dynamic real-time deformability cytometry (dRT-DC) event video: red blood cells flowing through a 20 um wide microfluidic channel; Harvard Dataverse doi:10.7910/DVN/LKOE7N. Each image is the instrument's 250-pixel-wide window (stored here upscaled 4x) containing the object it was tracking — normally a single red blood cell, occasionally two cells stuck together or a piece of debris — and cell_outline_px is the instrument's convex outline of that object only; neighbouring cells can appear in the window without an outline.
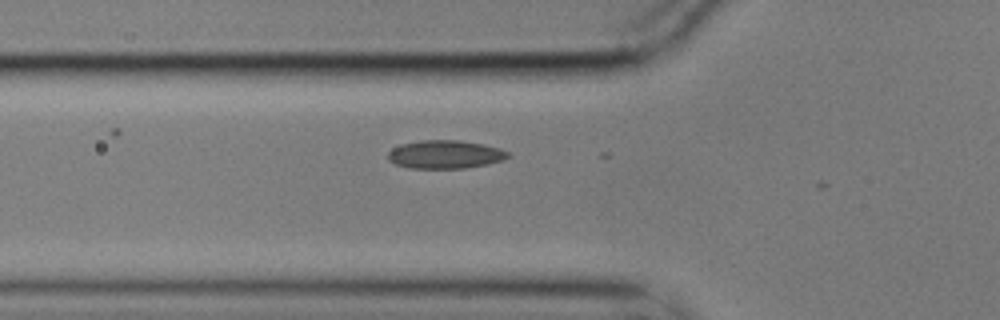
{"species": "common noctule bat (a hibernating species)", "species_latin": "Nyctalus noctula", "temperature_condition": "cold", "stored_images_in_passage": 3, "camera_frame_rate_fps": 3000, "um_per_image_px": 0.085, "animal": {"sex": "male", "body_mass_g": 17.9}, "frame": {"image": 1, "passage_image": 2, "time_ms": 0.333, "image_size_px": [1000, 320], "cell_outline_px": [[512, 156], [504, 160], [488, 164], [464, 168], [408, 168], [396, 164], [388, 160], [388, 152], [392, 148], [404, 144], [420, 140], [460, 140], [484, 144], [500, 148], [508, 152]], "centroid_in_image_um": [37.87, 13.12], "position_along_channel_um": 87.9, "area_um2": 19.88}}